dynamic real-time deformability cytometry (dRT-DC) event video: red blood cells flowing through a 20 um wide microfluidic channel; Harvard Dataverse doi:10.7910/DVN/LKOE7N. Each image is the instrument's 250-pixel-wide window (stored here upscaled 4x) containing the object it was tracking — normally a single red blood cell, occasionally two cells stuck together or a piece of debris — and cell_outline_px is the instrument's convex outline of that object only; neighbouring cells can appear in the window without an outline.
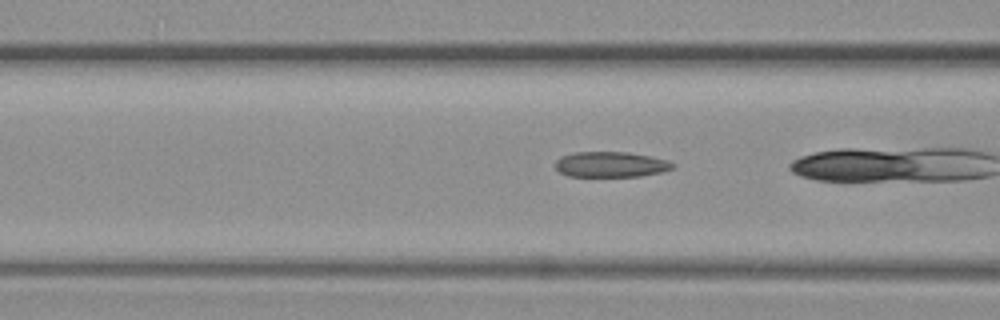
{"species": "common noctule bat (a hibernating species)", "species_latin": "Nyctalus noctula", "temperature_condition": "warm", "stored_images_in_passage": 13, "camera_frame_rate_fps": 3000, "um_per_image_px": 0.085, "animal": {"sex": "female", "body_mass_g": 19.3, "forearm_length_mm": 54.1}, "frame": {"image": 1, "passage_image": 4, "time_ms": 1.0, "image_size_px": [1000, 320], "cell_outline_px": [[676, 168], [660, 172], [640, 176], [568, 176], [560, 172], [556, 168], [556, 160], [560, 156], [572, 152], [628, 152], [652, 156], [668, 160], [676, 164]], "centroid_in_image_um": [51.95, 13.97], "position_along_channel_um": 114.7, "area_um2": 17.57}}
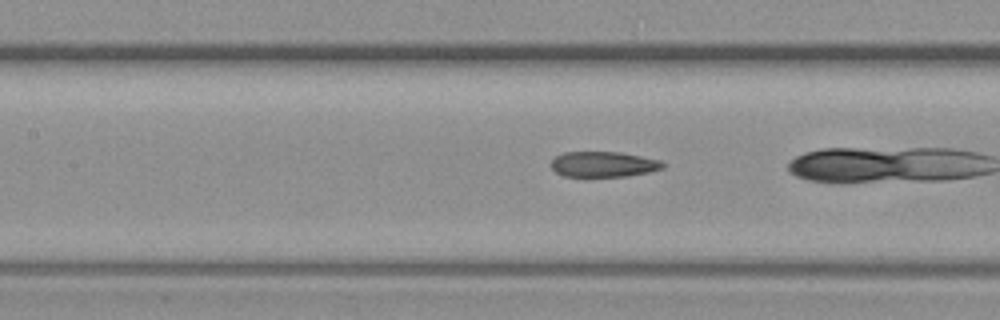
{"frame": {"image": 2, "passage_image": 8, "time_ms": 2.333, "image_size_px": [1000, 320], "cell_outline_px": [[664, 168], [648, 172], [628, 176], [588, 180], [584, 180], [564, 176], [556, 172], [552, 168], [552, 160], [556, 156], [564, 152], [620, 152], [660, 160], [664, 164]], "centroid_in_image_um": [51.25, 14.02], "position_along_channel_um": 156.2, "area_um2": 17.4}}